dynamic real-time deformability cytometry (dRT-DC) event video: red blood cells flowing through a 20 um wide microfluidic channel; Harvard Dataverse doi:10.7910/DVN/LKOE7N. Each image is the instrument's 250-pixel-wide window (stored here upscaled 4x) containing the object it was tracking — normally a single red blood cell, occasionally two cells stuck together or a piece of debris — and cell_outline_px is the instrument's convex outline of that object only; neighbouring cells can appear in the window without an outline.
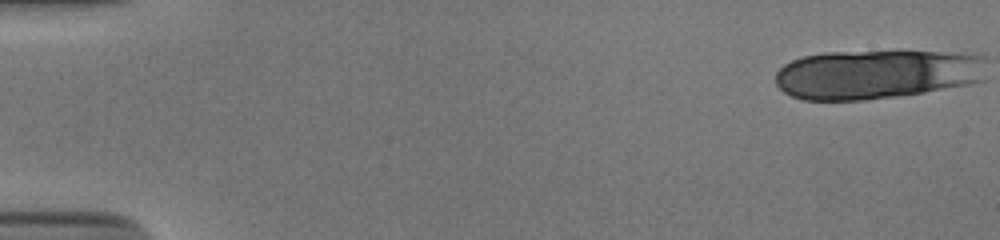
{"species": "human", "species_latin": "Homo sapiens", "temperature_condition": "cold", "stored_images_in_passage": 19, "camera_frame_rate_fps": 3000, "um_per_image_px": 0.085, "donor": {"sex": "male"}, "frame": {"image": 1, "passage_image": 1, "time_ms": 0.0, "image_size_px": [1000, 240], "cell_outline_px": [[984, 80], [968, 84], [924, 92], [896, 96], [864, 100], [804, 100], [792, 96], [784, 92], [776, 84], [776, 72], [784, 64], [792, 60], [804, 56], [824, 52], [940, 52], [984, 56]], "centroid_in_image_um": [74.47, 6.32], "position_along_channel_um": 10.5, "area_um2": 60.4}}